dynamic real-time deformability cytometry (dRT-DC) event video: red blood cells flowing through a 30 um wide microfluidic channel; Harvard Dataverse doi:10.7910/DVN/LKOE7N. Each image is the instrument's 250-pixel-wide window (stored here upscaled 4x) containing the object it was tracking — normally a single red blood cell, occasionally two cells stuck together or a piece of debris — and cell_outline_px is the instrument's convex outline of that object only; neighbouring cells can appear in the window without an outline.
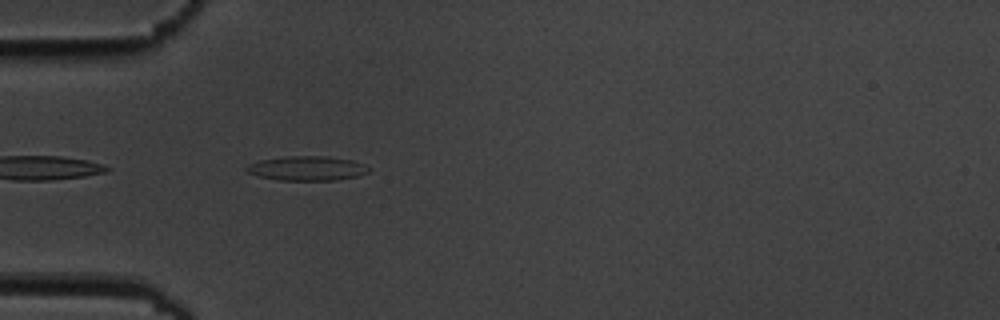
{"species": "common noctule bat (a hibernating species)", "species_latin": "Nyctalus noctula", "temperature_condition": "cold", "stored_images_in_passage": 5, "camera_frame_rate_fps": 3000, "um_per_image_px": 0.085, "animal": {"sex": "male", "body_mass_g": 19.5, "forearm_length_mm": 54.6}, "frame": {"image": 1, "passage_image": 5, "time_ms": 5.333, "image_size_px": [1000, 320], "cell_outline_px": [[372, 168], [368, 172], [360, 176], [336, 180], [280, 180], [260, 176], [248, 172], [244, 168], [248, 164], [260, 160], [284, 156], [328, 156], [352, 160], [364, 164]], "centroid_in_image_um": [26.14, 14.3], "position_along_channel_um": 58.9, "area_um2": 17.51}}